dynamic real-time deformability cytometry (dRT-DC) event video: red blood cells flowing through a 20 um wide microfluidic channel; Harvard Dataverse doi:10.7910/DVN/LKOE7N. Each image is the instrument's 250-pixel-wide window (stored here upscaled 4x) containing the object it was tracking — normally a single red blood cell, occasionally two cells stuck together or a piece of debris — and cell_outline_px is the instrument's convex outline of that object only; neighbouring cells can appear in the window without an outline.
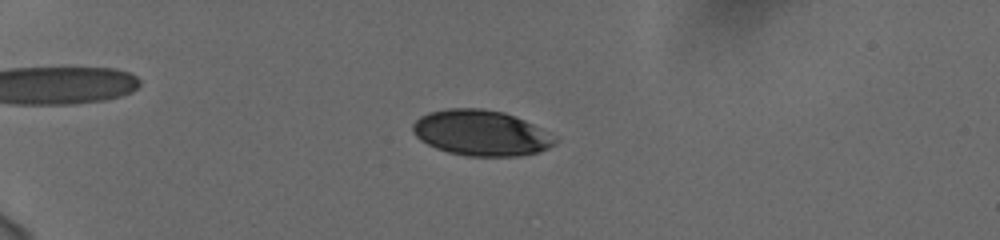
{"species": "human", "species_latin": "Homo sapiens", "temperature_condition": "cold", "stored_images_in_passage": 58, "camera_frame_rate_fps": 3000, "um_per_image_px": 0.085, "donor": {"sex": "female"}, "frame": {"image": 1, "passage_image": 17, "time_ms": 5.333, "image_size_px": [1000, 240], "cell_outline_px": [[560, 140], [556, 144], [540, 152], [520, 156], [468, 156], [448, 152], [436, 148], [420, 140], [412, 132], [412, 124], [420, 116], [428, 112], [448, 108], [480, 108], [504, 112], [524, 120], [556, 136]], "centroid_in_image_um": [40.91, 11.3], "position_along_channel_um": 44.1, "area_um2": 38.03}}
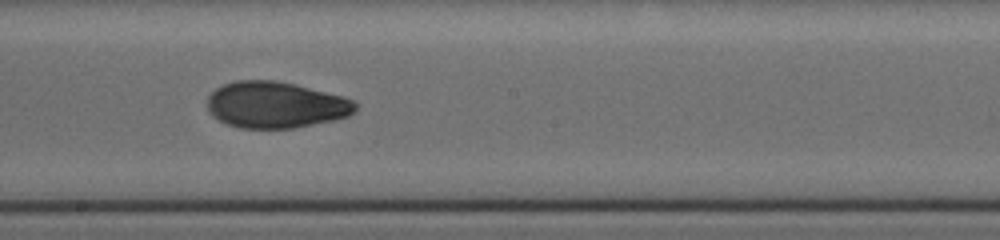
{"frame": {"image": 2, "passage_image": 36, "time_ms": 11.667, "image_size_px": [1000, 240], "cell_outline_px": [[356, 112], [348, 116], [332, 120], [292, 128], [240, 128], [228, 124], [212, 116], [208, 112], [208, 96], [216, 88], [224, 84], [236, 80], [276, 80], [344, 96], [352, 100], [356, 104]], "centroid_in_image_um": [23.42, 8.91], "position_along_channel_um": 224.8, "area_um2": 39.88}}
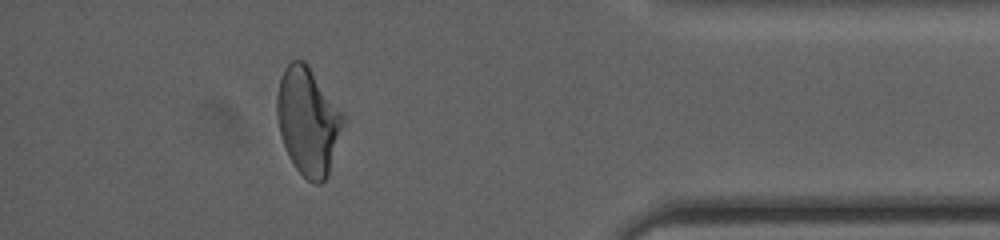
{"frame": {"image": 3, "passage_image": 53, "time_ms": 17.333, "image_size_px": [1000, 240], "cell_outline_px": [[344, 124], [328, 176], [320, 184], [316, 184], [308, 180], [296, 168], [288, 156], [280, 132], [276, 116], [276, 96], [280, 76], [284, 68], [292, 60], [304, 60], [308, 64], [344, 112]], "centroid_in_image_um": [26.19, 10.27], "position_along_channel_um": 409.0, "area_um2": 41.79}, "authors_computed_cell_mechanics": {"area_um2": 39.882, "velocity_mm_per_s": 3.7535, "shape_relaxation_time_tau1_ms": 4.301, "shape_relaxation_time_tau2_ms": 1.5174, "deformation_change_tau1": 0.1382, "deformation_change_tau2": 0.054}}